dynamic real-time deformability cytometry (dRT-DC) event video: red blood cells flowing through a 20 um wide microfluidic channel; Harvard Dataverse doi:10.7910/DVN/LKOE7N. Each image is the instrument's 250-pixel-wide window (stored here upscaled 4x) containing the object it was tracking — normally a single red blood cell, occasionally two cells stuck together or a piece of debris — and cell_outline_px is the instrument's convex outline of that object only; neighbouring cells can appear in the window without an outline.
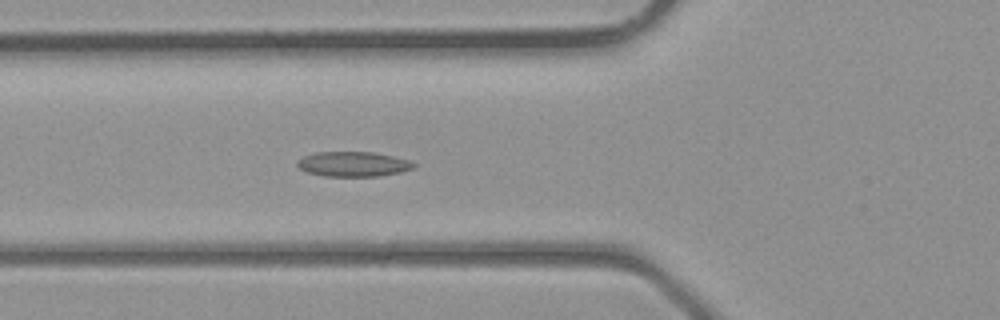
{"species": "common noctule bat (a hibernating species)", "species_latin": "Nyctalus noctula", "temperature_condition": "room temperature", "stored_images_in_passage": 27, "camera_frame_rate_fps": 3000, "um_per_image_px": 0.085, "animal": {"sex": "male", "body_mass_g": 23.1, "forearm_length_mm": 52.7}, "frame": {"image": 1, "passage_image": 2, "time_ms": 0.333, "image_size_px": [1000, 320], "cell_outline_px": [[416, 168], [400, 172], [380, 176], [324, 176], [308, 172], [300, 168], [296, 164], [296, 160], [304, 156], [316, 152], [372, 152], [412, 160], [416, 164]], "centroid_in_image_um": [30.06, 13.94], "position_along_channel_um": 95.7, "area_um2": 16.99}}
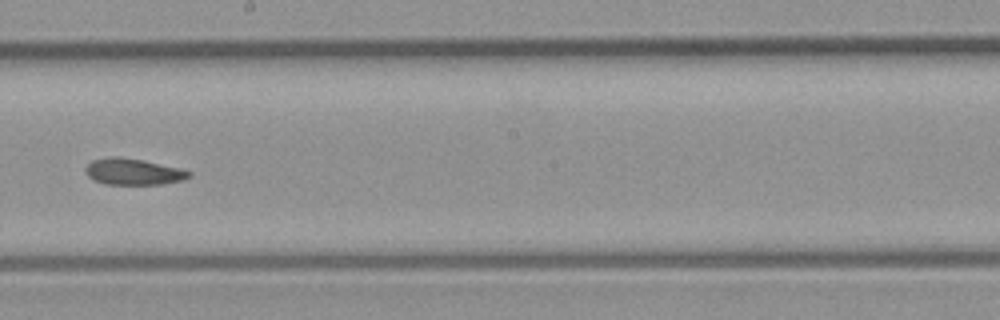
{"frame": {"image": 2, "passage_image": 10, "time_ms": 3.0, "image_size_px": [1000, 320], "cell_outline_px": [[192, 176], [184, 180], [164, 184], [104, 184], [92, 180], [84, 172], [84, 168], [92, 160], [112, 156], [120, 156], [144, 160], [180, 168], [192, 172]], "centroid_in_image_um": [11.32, 14.59], "position_along_channel_um": 236.9, "area_um2": 16.18}}
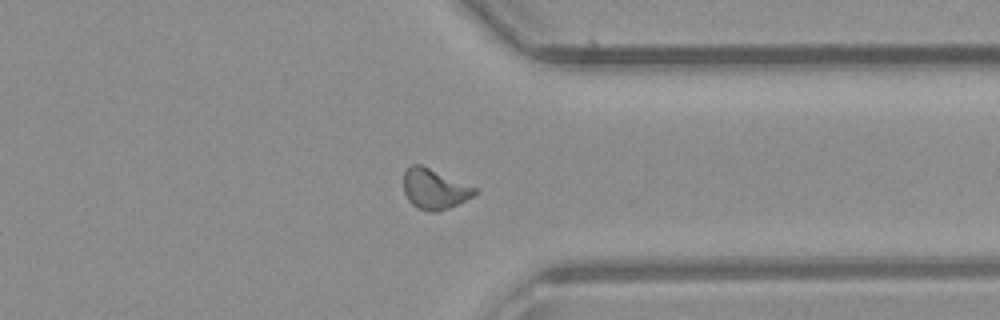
{"frame": {"image": 3, "passage_image": 18, "time_ms": 5.667, "image_size_px": [1000, 320], "cell_outline_px": [[480, 192], [448, 208], [436, 212], [428, 212], [416, 208], [408, 200], [404, 192], [404, 172], [412, 164], [420, 164], [476, 188]], "centroid_in_image_um": [36.9, 16.08], "position_along_channel_um": 374.5, "area_um2": 16.47}}